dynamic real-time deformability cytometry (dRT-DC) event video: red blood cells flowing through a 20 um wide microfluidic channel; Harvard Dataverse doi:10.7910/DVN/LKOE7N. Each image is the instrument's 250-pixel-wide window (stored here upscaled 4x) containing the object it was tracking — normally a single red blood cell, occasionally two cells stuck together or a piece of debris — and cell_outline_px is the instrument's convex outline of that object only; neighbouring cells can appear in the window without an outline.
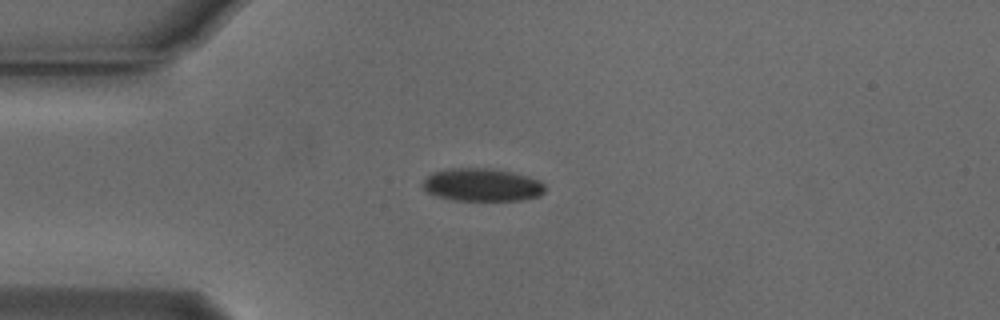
{"species": "Egyptian fruit bat (a non-hibernating species)", "species_latin": "Rousettus aegyptiacus", "temperature_condition": "cold", "stored_images_in_passage": 42, "camera_frame_rate_fps": 3000, "um_per_image_px": 0.085, "animal": {"sex": "male"}, "frame": {"image": 1, "passage_image": 1, "time_ms": 0.0, "image_size_px": [1000, 320], "cell_outline_px": [[544, 192], [540, 196], [520, 200], [452, 200], [436, 196], [428, 192], [420, 184], [432, 172], [448, 168], [492, 168], [512, 172], [528, 176], [540, 180], [544, 184]], "centroid_in_image_um": [40.97, 15.7], "position_along_channel_um": 44.0, "area_um2": 23.58}}
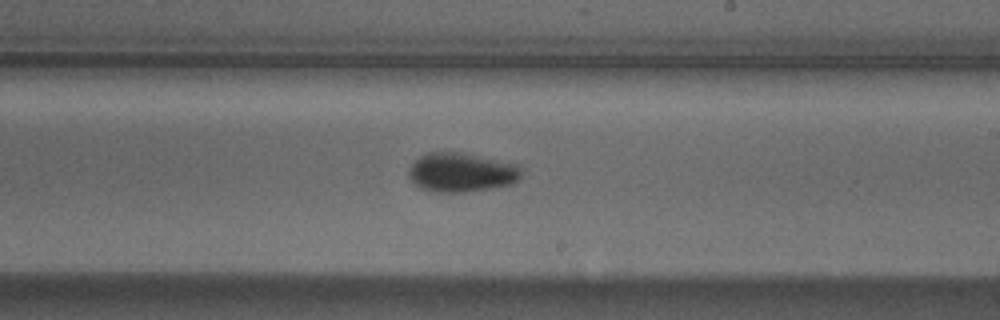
{"frame": {"image": 2, "passage_image": 19, "time_ms": 6.0, "image_size_px": [1000, 320], "cell_outline_px": [[520, 176], [512, 184], [468, 192], [432, 192], [420, 188], [408, 176], [408, 172], [412, 164], [420, 156], [428, 152], [460, 152], [520, 164]], "centroid_in_image_um": [39.21, 14.65], "position_along_channel_um": 249.8, "area_um2": 25.72}}
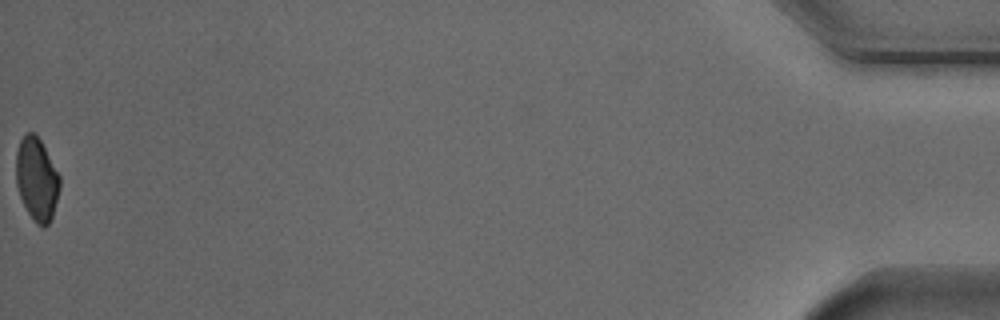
{"frame": {"image": 3, "passage_image": 42, "time_ms": 13.667, "image_size_px": [1000, 320], "cell_outline_px": [[60, 188], [52, 216], [48, 224], [44, 228], [36, 224], [28, 212], [20, 196], [16, 184], [16, 152], [20, 140], [24, 132], [32, 132], [40, 140], [60, 176]], "centroid_in_image_um": [3.11, 15.22], "position_along_channel_um": 432.1, "area_um2": 21.04}, "authors_computed_cell_mechanics": {"area_um2": 23.7847, "velocity_mm_per_s": 3.7539, "shape_relaxation_time_tau1_ms": 4.7399, "shape_relaxation_time_tau2_ms": null, "deformation_change_tau1": 0.103, "deformation_change_tau2": null}}